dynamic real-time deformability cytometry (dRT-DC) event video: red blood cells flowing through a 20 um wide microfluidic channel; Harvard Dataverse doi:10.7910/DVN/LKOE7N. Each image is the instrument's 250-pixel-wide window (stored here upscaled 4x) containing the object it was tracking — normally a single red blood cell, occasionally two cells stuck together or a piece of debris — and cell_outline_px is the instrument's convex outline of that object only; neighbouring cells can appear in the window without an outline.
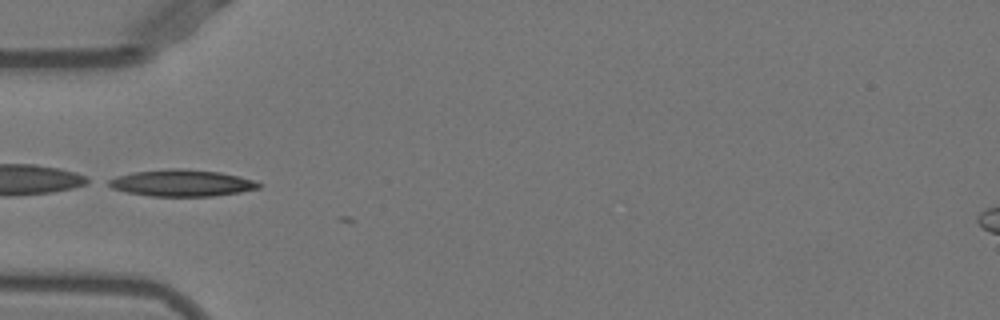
{"species": "Egyptian fruit bat (a non-hibernating species)", "species_latin": "Rousettus aegyptiacus", "temperature_condition": "warm", "stored_images_in_passage": 5, "camera_frame_rate_fps": 3000, "um_per_image_px": 0.085, "animal": {"sex": "female"}, "frame": {"image": 1, "passage_image": 2, "time_ms": 0.333, "image_size_px": [1000, 320], "cell_outline_px": [[260, 188], [240, 192], [212, 196], [152, 196], [128, 192], [112, 188], [108, 184], [108, 180], [116, 176], [132, 172], [168, 168], [184, 168], [220, 172], [240, 176], [252, 180], [260, 184]], "centroid_in_image_um": [15.44, 15.54], "position_along_channel_um": 69.6, "area_um2": 23.29}}